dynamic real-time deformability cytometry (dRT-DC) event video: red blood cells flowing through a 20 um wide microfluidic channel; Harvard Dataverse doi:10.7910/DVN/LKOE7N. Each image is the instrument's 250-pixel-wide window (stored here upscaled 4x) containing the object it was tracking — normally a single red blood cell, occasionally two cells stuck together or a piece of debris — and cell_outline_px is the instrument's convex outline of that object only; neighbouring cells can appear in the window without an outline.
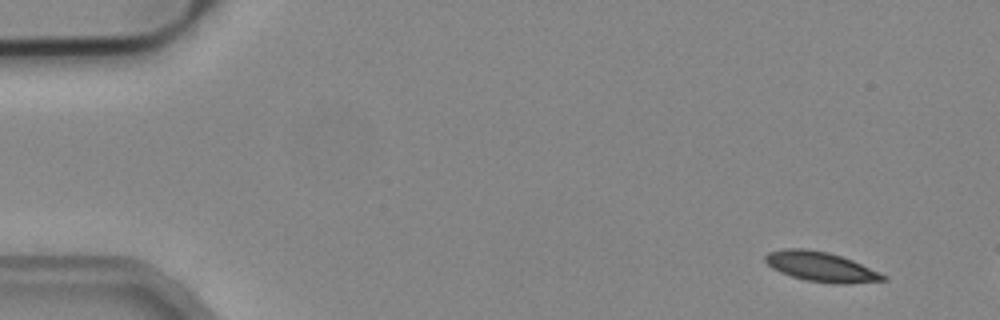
{"species": "common noctule bat (a hibernating species)", "species_latin": "Nyctalus noctula", "temperature_condition": "cold", "stored_images_in_passage": 4, "camera_frame_rate_fps": 3000, "um_per_image_px": 0.085, "animal": {"sex": "male", "body_mass_g": 19.2, "forearm_length_mm": 51.8}, "frame": {"image": 1, "passage_image": 1, "time_ms": 0.0, "image_size_px": [1000, 320], "cell_outline_px": [[888, 280], [844, 284], [836, 284], [808, 280], [792, 276], [780, 272], [772, 268], [764, 260], [764, 256], [768, 252], [784, 248], [804, 248], [828, 252], [852, 260], [880, 272], [888, 276]], "centroid_in_image_um": [69.79, 22.67], "position_along_channel_um": 15.2, "area_um2": 20.4}}